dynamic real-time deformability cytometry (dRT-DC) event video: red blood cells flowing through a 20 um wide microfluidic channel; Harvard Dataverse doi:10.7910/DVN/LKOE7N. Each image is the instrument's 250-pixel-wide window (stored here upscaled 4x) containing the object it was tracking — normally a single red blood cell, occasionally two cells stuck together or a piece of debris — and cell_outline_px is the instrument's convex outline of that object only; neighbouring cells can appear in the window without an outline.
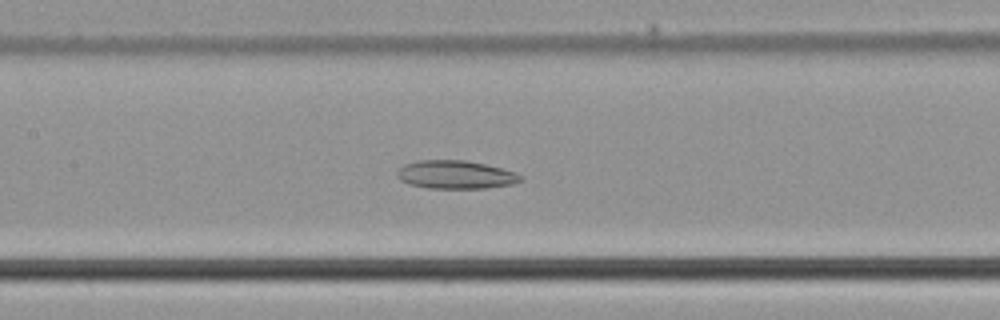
{"species": "common noctule bat (a hibernating species)", "species_latin": "Nyctalus noctula", "temperature_condition": "cold", "stored_images_in_passage": 35, "camera_frame_rate_fps": 3000, "um_per_image_px": 0.085, "animal": {"sex": "male", "body_mass_g": 21.5, "forearm_length_mm": 52.0}, "frame": {"image": 1, "passage_image": 23, "time_ms": 7.333, "image_size_px": [1000, 320], "cell_outline_px": [[524, 180], [512, 184], [484, 188], [428, 188], [408, 184], [400, 180], [396, 176], [396, 172], [404, 164], [420, 160], [464, 160], [484, 164], [500, 168], [524, 176]], "centroid_in_image_um": [38.7, 14.85], "position_along_channel_um": 168.7, "area_um2": 20.29}}
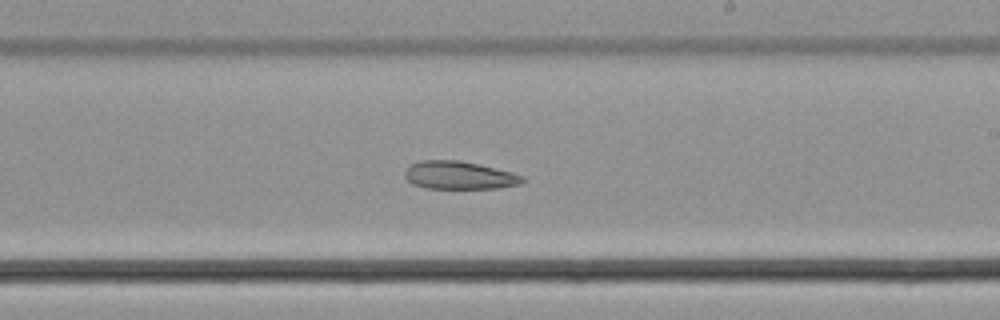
{"frame": {"image": 2, "passage_image": 29, "time_ms": 9.333, "image_size_px": [1000, 320], "cell_outline_px": [[524, 180], [520, 184], [496, 188], [424, 188], [412, 184], [404, 176], [404, 168], [420, 160], [460, 160], [512, 172], [524, 176]], "centroid_in_image_um": [38.99, 14.89], "position_along_channel_um": 250.0, "area_um2": 19.19}}
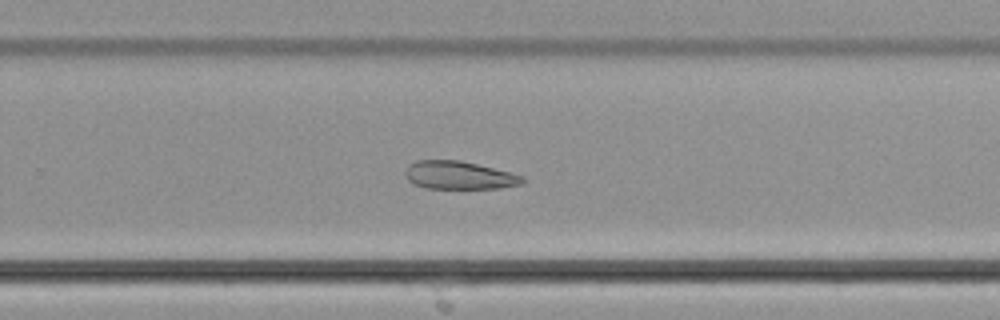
{"frame": {"image": 3, "passage_image": 32, "time_ms": 10.333, "image_size_px": [1000, 320], "cell_outline_px": [[524, 180], [520, 184], [500, 188], [424, 188], [412, 184], [408, 180], [404, 172], [408, 164], [416, 160], [460, 160], [524, 176]], "centroid_in_image_um": [38.95, 14.89], "position_along_channel_um": 290.8, "area_um2": 19.07}}